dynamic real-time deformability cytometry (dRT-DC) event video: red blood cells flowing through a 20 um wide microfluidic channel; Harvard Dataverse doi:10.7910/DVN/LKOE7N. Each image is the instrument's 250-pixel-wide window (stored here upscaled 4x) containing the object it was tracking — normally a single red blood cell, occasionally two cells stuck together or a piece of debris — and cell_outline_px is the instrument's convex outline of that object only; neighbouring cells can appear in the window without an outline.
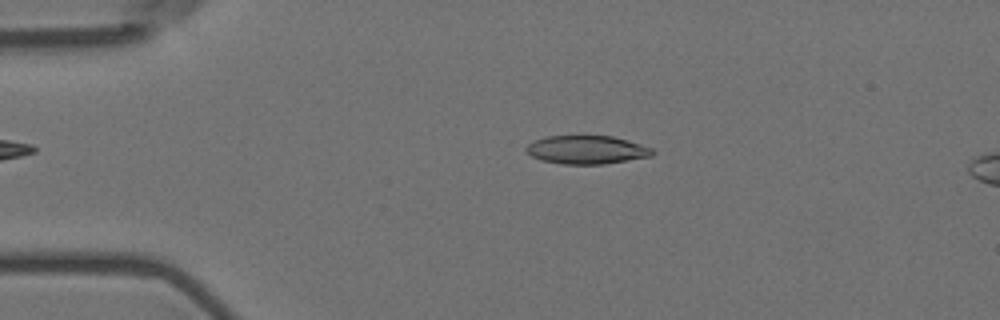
{"species": "Egyptian fruit bat (a non-hibernating species)", "species_latin": "Rousettus aegyptiacus", "temperature_condition": "room temperature", "stored_images_in_passage": 55, "camera_frame_rate_fps": 3000, "um_per_image_px": 0.085, "animal": {"sex": "female"}, "frame": {"image": 1, "passage_image": 11, "time_ms": 3.333, "image_size_px": [1000, 320], "cell_outline_px": [[656, 152], [652, 156], [604, 164], [564, 164], [540, 160], [532, 156], [524, 148], [528, 144], [544, 136], [612, 136], [640, 144], [652, 148]], "centroid_in_image_um": [49.87, 12.73], "position_along_channel_um": 35.1, "area_um2": 20.81}}
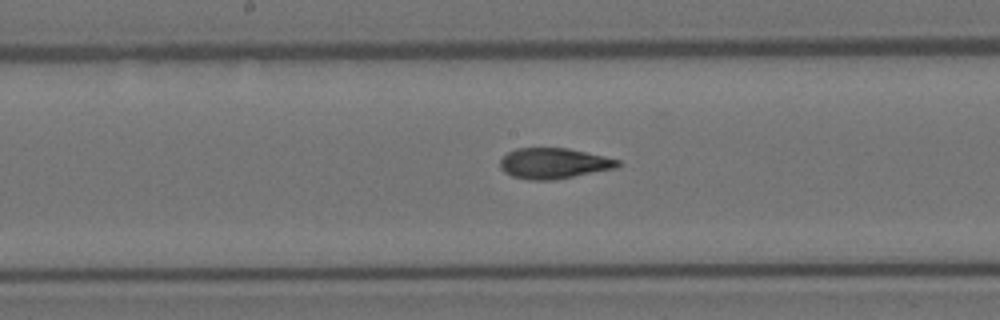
{"frame": {"image": 2, "passage_image": 28, "time_ms": 9.0, "image_size_px": [1000, 320], "cell_outline_px": [[620, 164], [616, 168], [552, 180], [528, 180], [512, 176], [504, 172], [500, 168], [500, 160], [508, 152], [516, 148], [568, 148], [604, 156], [620, 160]], "centroid_in_image_um": [47.04, 13.88], "position_along_channel_um": 201.2, "area_um2": 20.92}}
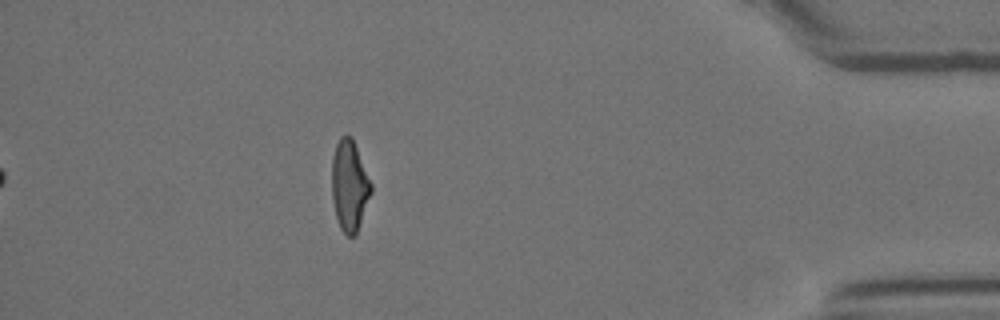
{"frame": {"image": 3, "passage_image": 49, "time_ms": 16.0, "image_size_px": [1000, 320], "cell_outline_px": [[372, 192], [356, 236], [348, 236], [340, 228], [336, 216], [332, 200], [332, 156], [336, 144], [340, 136], [348, 132], [352, 136], [372, 184]], "centroid_in_image_um": [29.71, 15.75], "position_along_channel_um": 405.5, "area_um2": 21.1}, "authors_computed_cell_mechanics": {"area_um2": 21.0392, "velocity_mm_per_s": 3.6095, "shape_relaxation_time_tau1_ms": 6.6477, "shape_relaxation_time_tau2_ms": 1.9335, "deformation_change_tau1": 0.1984, "deformation_change_tau2": 0.0975}}